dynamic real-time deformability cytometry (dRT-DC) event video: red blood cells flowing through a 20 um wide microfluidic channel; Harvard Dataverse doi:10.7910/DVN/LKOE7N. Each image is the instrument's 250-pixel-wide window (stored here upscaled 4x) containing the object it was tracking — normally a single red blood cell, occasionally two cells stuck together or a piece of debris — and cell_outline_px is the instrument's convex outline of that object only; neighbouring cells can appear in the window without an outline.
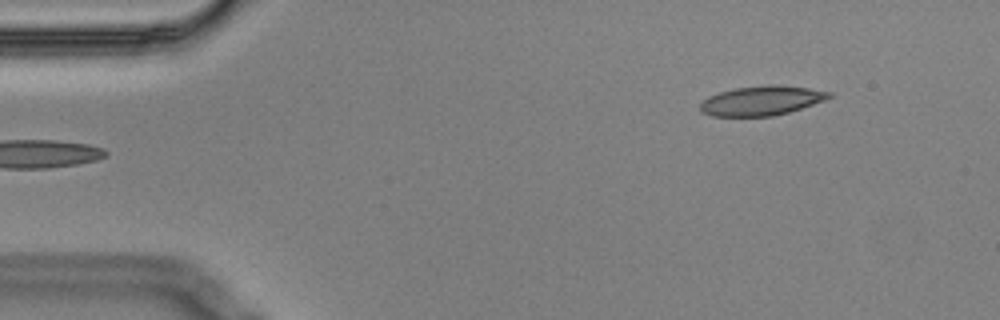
{"species": "Egyptian fruit bat (a non-hibernating species)", "species_latin": "Rousettus aegyptiacus", "temperature_condition": "cold", "stored_images_in_passage": 4, "camera_frame_rate_fps": 3000, "um_per_image_px": 0.085, "animal": {"sex": "male"}, "frame": {"image": 1, "passage_image": 4, "time_ms": 1.0, "image_size_px": [1000, 320], "cell_outline_px": [[832, 96], [824, 100], [788, 112], [772, 116], [712, 116], [700, 112], [700, 104], [708, 96], [720, 92], [736, 88], [768, 84], [776, 84], [808, 88], [832, 92]], "centroid_in_image_um": [64.71, 8.55], "position_along_channel_um": 20.3, "area_um2": 22.02}}